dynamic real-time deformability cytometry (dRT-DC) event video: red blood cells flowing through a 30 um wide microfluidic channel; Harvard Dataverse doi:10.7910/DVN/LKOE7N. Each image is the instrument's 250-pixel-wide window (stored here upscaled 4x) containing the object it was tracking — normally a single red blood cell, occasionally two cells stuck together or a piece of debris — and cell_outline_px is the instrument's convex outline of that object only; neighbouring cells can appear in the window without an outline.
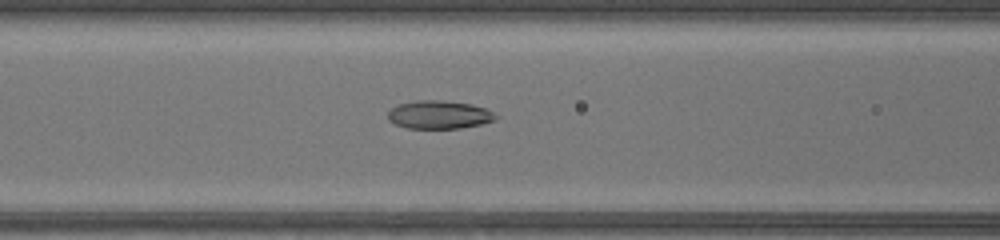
{"species": "common noctule bat (a hibernating species)", "species_latin": "Nyctalus noctula", "temperature_condition": "warm", "stored_images_in_passage": 42, "camera_frame_rate_fps": 3000, "um_per_image_px": 0.085, "animal": {"sex": "female", "body_mass_g": 17.0, "forearm_length_mm": 48.0}, "frame": {"image": 1, "passage_image": 16, "time_ms": 5.0, "image_size_px": [1000, 240], "cell_outline_px": [[500, 116], [496, 120], [480, 124], [460, 128], [408, 128], [396, 124], [388, 120], [388, 112], [396, 104], [416, 100], [444, 100], [472, 104], [488, 108]], "centroid_in_image_um": [37.37, 9.73], "position_along_channel_um": 129.2, "area_um2": 17.98}}
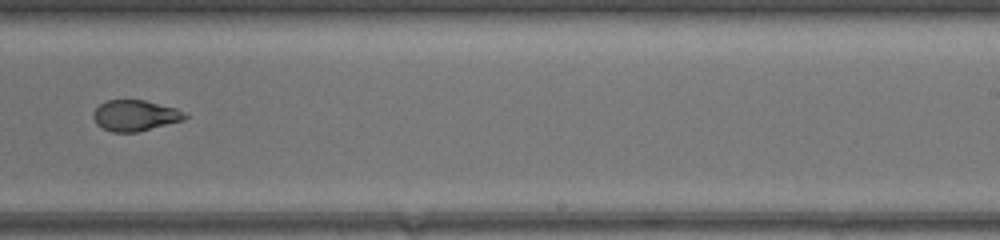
{"frame": {"image": 2, "passage_image": 26, "time_ms": 8.333, "image_size_px": [1000, 240], "cell_outline_px": [[188, 116], [184, 120], [140, 132], [112, 132], [96, 124], [92, 116], [92, 112], [100, 104], [108, 100], [144, 100], [176, 108], [184, 112]], "centroid_in_image_um": [11.48, 9.83], "position_along_channel_um": 277.5, "area_um2": 16.59}}
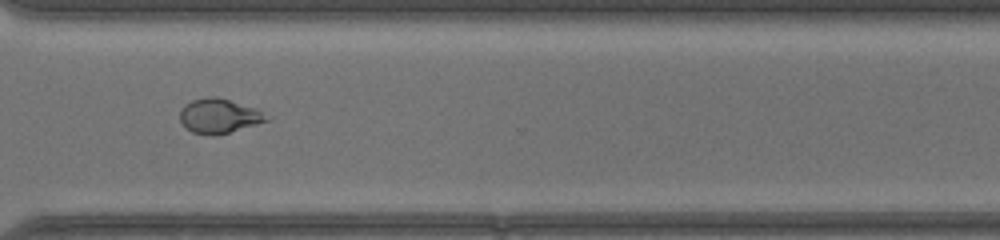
{"frame": {"image": 3, "passage_image": 31, "time_ms": 10.0, "image_size_px": [1000, 240], "cell_outline_px": [[272, 116], [268, 120], [256, 124], [216, 136], [208, 136], [192, 132], [184, 128], [180, 120], [180, 108], [184, 104], [192, 100], [208, 96], [216, 96], [256, 108]], "centroid_in_image_um": [18.6, 9.86], "position_along_channel_um": 352.0, "area_um2": 17.74}}